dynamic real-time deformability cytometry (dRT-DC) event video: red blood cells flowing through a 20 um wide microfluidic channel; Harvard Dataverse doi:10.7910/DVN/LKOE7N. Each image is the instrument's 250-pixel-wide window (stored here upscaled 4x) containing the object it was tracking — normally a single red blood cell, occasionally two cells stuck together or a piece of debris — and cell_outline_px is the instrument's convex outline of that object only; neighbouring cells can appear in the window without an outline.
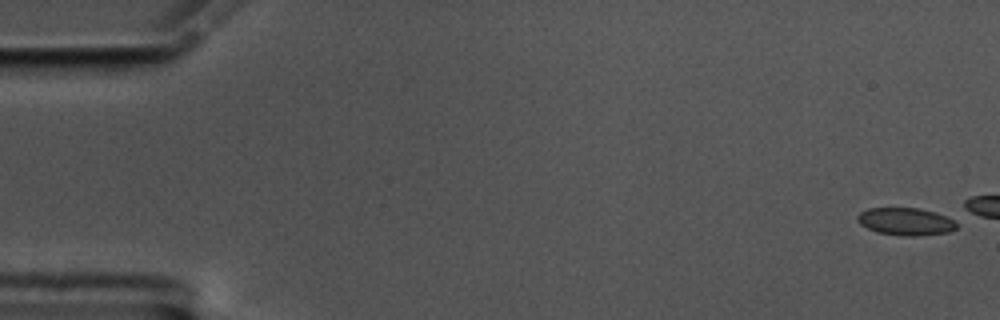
{"species": "common noctule bat (a hibernating species)", "species_latin": "Nyctalus noctula", "temperature_condition": "cold", "stored_images_in_passage": 11, "camera_frame_rate_fps": 3000, "um_per_image_px": 0.085, "animal": {"sex": "male", "body_mass_g": 17.5, "forearm_length_mm": 52.3}, "frame": {"image": 1, "passage_image": 1, "time_ms": 0.0, "image_size_px": [1000, 320], "cell_outline_px": [[956, 228], [948, 232], [912, 236], [904, 236], [876, 232], [860, 224], [856, 220], [856, 216], [860, 212], [868, 208], [920, 208], [956, 216]], "centroid_in_image_um": [77.04, 18.81], "position_along_channel_um": 8.0, "area_um2": 16.3}}